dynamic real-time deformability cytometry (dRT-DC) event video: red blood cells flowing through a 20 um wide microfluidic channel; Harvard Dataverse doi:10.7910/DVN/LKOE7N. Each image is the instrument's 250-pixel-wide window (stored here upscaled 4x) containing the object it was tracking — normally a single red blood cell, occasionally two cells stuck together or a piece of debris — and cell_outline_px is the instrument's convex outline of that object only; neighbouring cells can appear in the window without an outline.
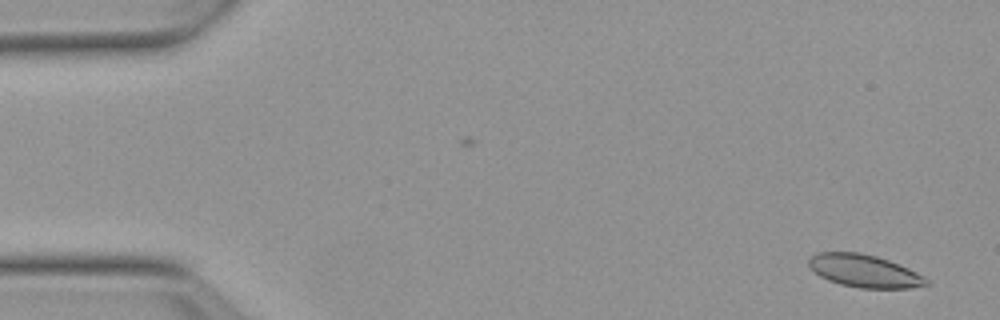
{"species": "Egyptian fruit bat (a non-hibernating species)", "species_latin": "Rousettus aegyptiacus", "temperature_condition": "warm", "stored_images_in_passage": 53, "camera_frame_rate_fps": 3000, "um_per_image_px": 0.085, "animal": {"sex": "female"}, "frame": {"image": 1, "passage_image": 2, "time_ms": 0.333, "image_size_px": [1000, 320], "cell_outline_px": [[928, 284], [908, 288], [860, 288], [840, 284], [828, 280], [820, 276], [808, 264], [808, 256], [816, 252], [860, 252], [876, 256], [888, 260], [908, 268], [924, 276], [928, 280]], "centroid_in_image_um": [73.43, 23.02], "position_along_channel_um": 11.6, "area_um2": 22.31}}
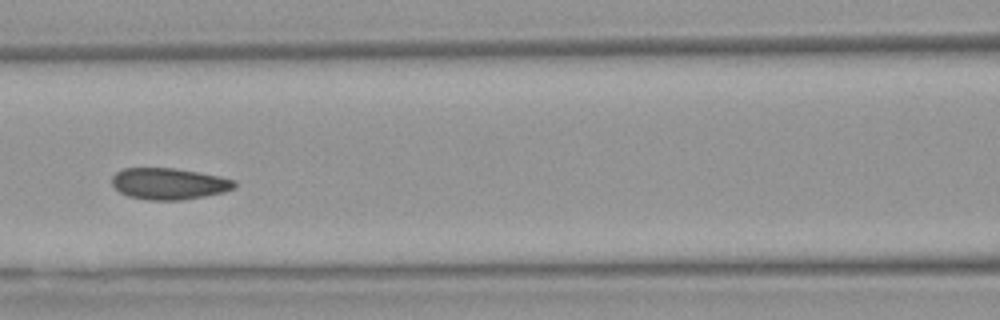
{"frame": {"image": 2, "passage_image": 23, "time_ms": 7.333, "image_size_px": [1000, 320], "cell_outline_px": [[236, 188], [224, 192], [204, 196], [180, 200], [148, 200], [128, 196], [120, 192], [112, 184], [112, 176], [116, 172], [124, 168], [176, 168], [200, 172], [220, 176], [236, 180]], "centroid_in_image_um": [14.39, 15.61], "position_along_channel_um": 152.2, "area_um2": 22.6}}
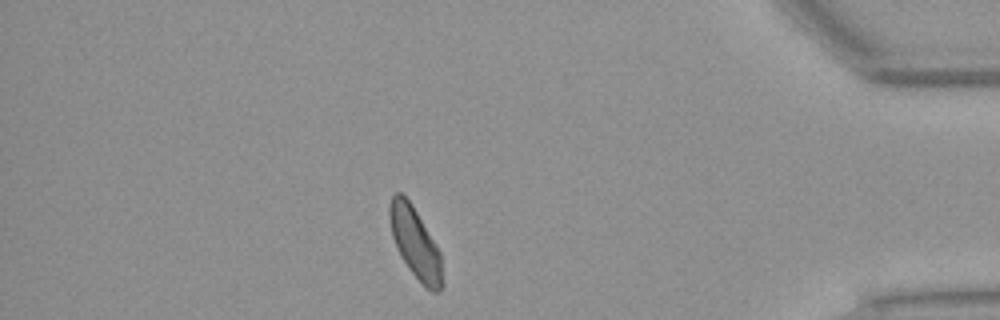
{"frame": {"image": 3, "passage_image": 46, "time_ms": 15.0, "image_size_px": [1000, 320], "cell_outline_px": [[444, 284], [440, 292], [432, 292], [408, 268], [392, 236], [388, 216], [388, 208], [392, 196], [396, 192], [400, 192], [412, 204], [440, 252]], "centroid_in_image_um": [35.3, 20.65], "position_along_channel_um": 399.9, "area_um2": 21.39}, "authors_computed_cell_mechanics": {"area_um2": 22.3108, "velocity_mm_per_s": 3.7816, "shape_relaxation_time_tau1_ms": 5.0271, "shape_relaxation_time_tau2_ms": 1.4618, "deformation_change_tau1": 0.1127, "deformation_change_tau2": 0.054}}